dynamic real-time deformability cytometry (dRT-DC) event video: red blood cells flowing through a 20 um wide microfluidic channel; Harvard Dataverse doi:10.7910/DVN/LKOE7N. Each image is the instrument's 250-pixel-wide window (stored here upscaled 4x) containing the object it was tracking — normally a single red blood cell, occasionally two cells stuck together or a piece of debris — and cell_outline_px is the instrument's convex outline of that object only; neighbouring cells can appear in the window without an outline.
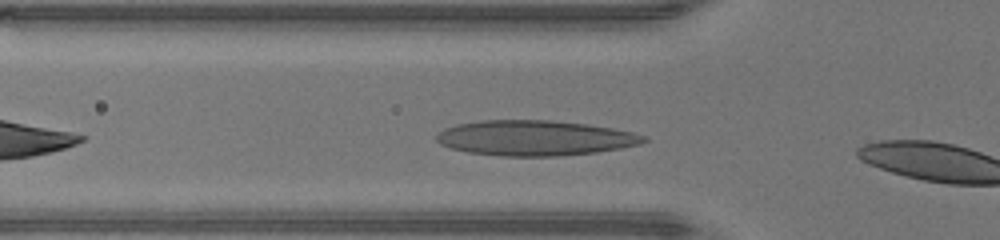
{"species": "human", "species_latin": "Homo sapiens", "temperature_condition": "warm", "stored_images_in_passage": 4, "camera_frame_rate_fps": 3000, "um_per_image_px": 0.085, "donor": {"sex": "male"}, "frame": {"image": 1, "passage_image": 2, "time_ms": 0.333, "image_size_px": [1000, 240], "cell_outline_px": [[648, 140], [640, 144], [620, 148], [596, 152], [556, 156], [500, 156], [468, 152], [452, 148], [440, 144], [436, 140], [436, 136], [444, 128], [456, 124], [484, 120], [552, 120], [584, 124], [612, 128], [632, 132], [648, 136]], "centroid_in_image_um": [45.47, 11.73], "position_along_channel_um": 80.3, "area_um2": 42.48}}